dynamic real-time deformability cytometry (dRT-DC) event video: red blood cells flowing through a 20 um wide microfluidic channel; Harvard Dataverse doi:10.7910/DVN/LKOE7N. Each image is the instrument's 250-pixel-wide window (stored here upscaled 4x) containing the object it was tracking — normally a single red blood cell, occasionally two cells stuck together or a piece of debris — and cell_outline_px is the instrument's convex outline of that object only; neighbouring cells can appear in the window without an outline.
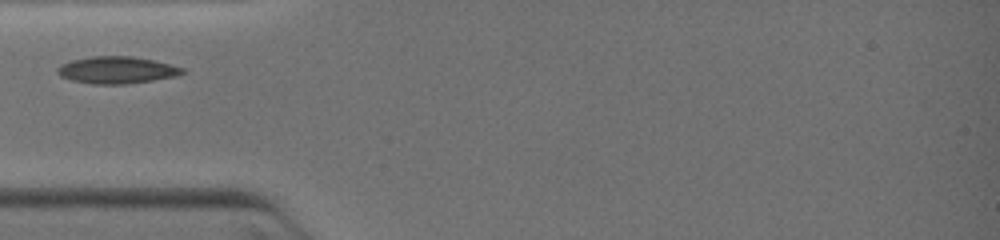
{"species": "common noctule bat (a hibernating species)", "species_latin": "Nyctalus noctula", "temperature_condition": "warm", "stored_images_in_passage": 3, "camera_frame_rate_fps": 3000, "um_per_image_px": 0.085, "animal": {"sex": "female", "body_mass_g": 19.0, "forearm_length_mm": 51.5}, "frame": {"image": 1, "passage_image": 1, "time_ms": 0.0, "image_size_px": [1000, 240], "cell_outline_px": [[188, 72], [176, 76], [152, 80], [124, 84], [92, 84], [72, 80], [60, 76], [56, 72], [56, 68], [60, 64], [72, 60], [92, 56], [132, 56], [152, 60], [184, 68]], "centroid_in_image_um": [9.91, 5.95], "position_along_channel_um": 75.1, "area_um2": 19.65}}